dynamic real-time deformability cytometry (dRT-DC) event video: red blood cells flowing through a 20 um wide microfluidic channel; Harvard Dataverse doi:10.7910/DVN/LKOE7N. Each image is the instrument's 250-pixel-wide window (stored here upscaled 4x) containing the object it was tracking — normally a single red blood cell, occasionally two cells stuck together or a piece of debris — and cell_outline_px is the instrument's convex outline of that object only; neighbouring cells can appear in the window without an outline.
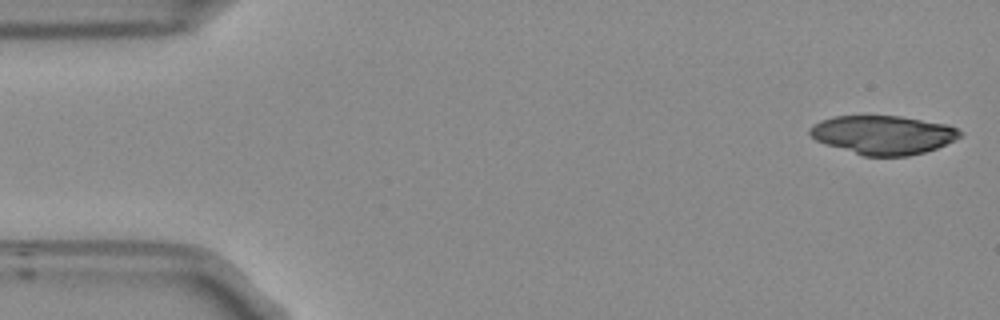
{"species": "Egyptian fruit bat (a non-hibernating species)", "species_latin": "Rousettus aegyptiacus", "temperature_condition": "room temperature", "stored_images_in_passage": 9, "camera_frame_rate_fps": 3000, "um_per_image_px": 0.085, "frame": {"image": 1, "passage_image": 1, "time_ms": 0.0, "image_size_px": [1000, 320], "cell_outline_px": [[960, 136], [956, 140], [936, 148], [924, 152], [908, 156], [864, 156], [816, 140], [808, 132], [808, 128], [812, 124], [820, 120], [832, 116], [900, 116], [944, 124], [956, 128], [960, 132]], "centroid_in_image_um": [75.03, 11.46], "position_along_channel_um": 10.0, "area_um2": 33.64}}